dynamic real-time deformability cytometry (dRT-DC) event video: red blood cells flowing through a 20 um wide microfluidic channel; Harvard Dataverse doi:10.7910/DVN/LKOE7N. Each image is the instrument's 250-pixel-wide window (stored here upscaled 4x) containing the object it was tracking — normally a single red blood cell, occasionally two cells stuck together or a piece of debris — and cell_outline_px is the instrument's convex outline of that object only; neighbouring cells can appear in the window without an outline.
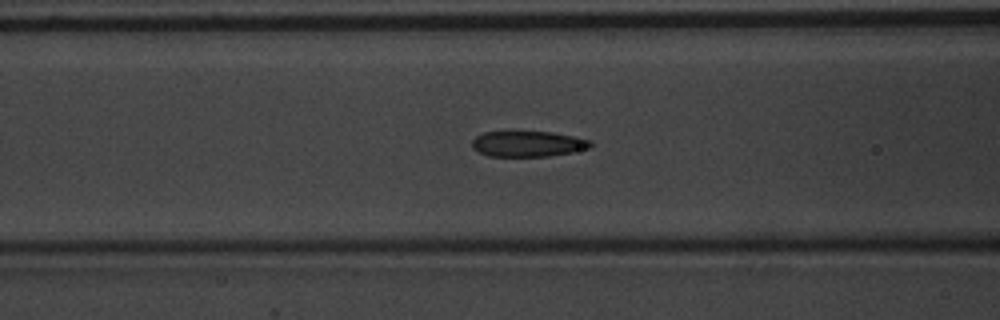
{"species": "common noctule bat (a hibernating species)", "species_latin": "Nyctalus noctula", "temperature_condition": "warm", "stored_images_in_passage": 41, "camera_frame_rate_fps": 3000, "um_per_image_px": 0.085, "animal": {"sex": "male", "body_mass_g": 20.1, "forearm_length_mm": 53.5}, "frame": {"image": 1, "passage_image": 9, "time_ms": 2.667, "image_size_px": [1000, 320], "cell_outline_px": [[596, 144], [592, 148], [572, 152], [548, 156], [488, 156], [472, 148], [472, 140], [476, 136], [484, 132], [512, 128], [552, 132], [576, 136], [592, 140]], "centroid_in_image_um": [44.9, 12.17], "position_along_channel_um": 121.7, "area_um2": 18.9}}
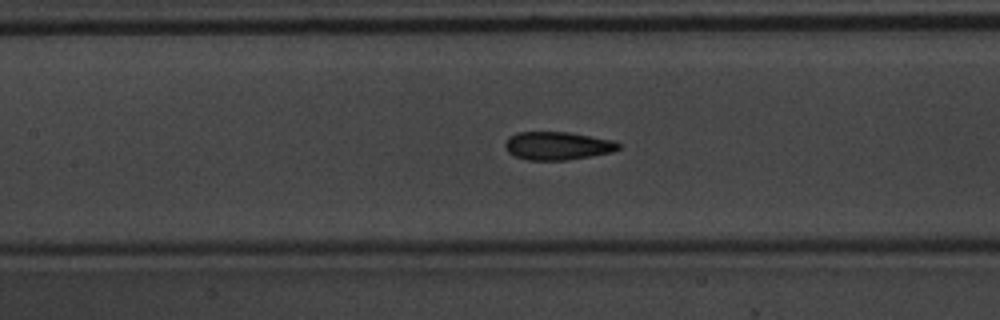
{"frame": {"image": 2, "passage_image": 12, "time_ms": 3.667, "image_size_px": [1000, 320], "cell_outline_px": [[620, 148], [612, 152], [592, 156], [564, 160], [528, 160], [516, 156], [508, 152], [504, 144], [508, 136], [516, 132], [568, 132], [612, 140], [620, 144]], "centroid_in_image_um": [47.36, 12.39], "position_along_channel_um": 160.0, "area_um2": 18.55}}
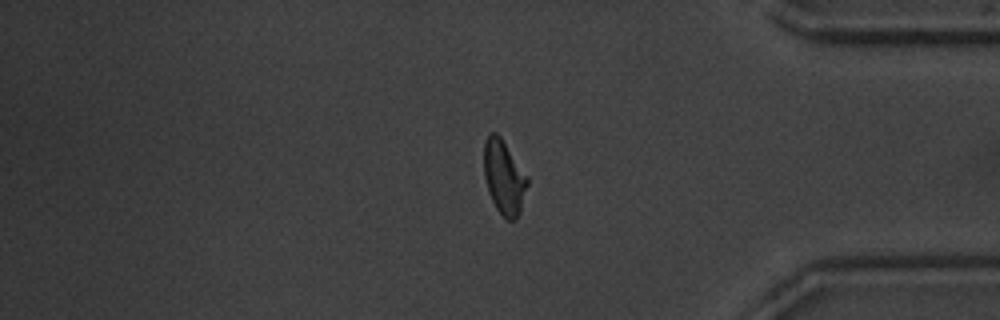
{"frame": {"image": 3, "passage_image": 32, "time_ms": 10.333, "image_size_px": [1000, 320], "cell_outline_px": [[528, 184], [520, 212], [516, 220], [504, 220], [496, 208], [488, 192], [484, 176], [484, 140], [488, 132], [496, 132], [500, 136], [528, 176]], "centroid_in_image_um": [42.83, 15.07], "position_along_channel_um": 392.4, "area_um2": 19.02}, "authors_computed_cell_mechanics": {"area_um2": 18.5538, "velocity_mm_per_s": 3.7984, "shape_relaxation_time_tau1_ms": 3.729, "shape_relaxation_time_tau2_ms": 1.3642, "deformation_change_tau1": 0.1544, "deformation_change_tau2": 0.0739}}